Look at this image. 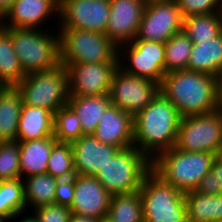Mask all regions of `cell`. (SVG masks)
Masks as SVG:
<instances>
[{
	"instance_id": "5",
	"label": "cell",
	"mask_w": 222,
	"mask_h": 222,
	"mask_svg": "<svg viewBox=\"0 0 222 222\" xmlns=\"http://www.w3.org/2000/svg\"><path fill=\"white\" fill-rule=\"evenodd\" d=\"M143 222H188L185 193L163 181L152 170L139 189Z\"/></svg>"
},
{
	"instance_id": "35",
	"label": "cell",
	"mask_w": 222,
	"mask_h": 222,
	"mask_svg": "<svg viewBox=\"0 0 222 222\" xmlns=\"http://www.w3.org/2000/svg\"><path fill=\"white\" fill-rule=\"evenodd\" d=\"M183 18L189 16L220 13L222 5L219 0H177Z\"/></svg>"
},
{
	"instance_id": "39",
	"label": "cell",
	"mask_w": 222,
	"mask_h": 222,
	"mask_svg": "<svg viewBox=\"0 0 222 222\" xmlns=\"http://www.w3.org/2000/svg\"><path fill=\"white\" fill-rule=\"evenodd\" d=\"M211 171L216 175L217 188H222V158L217 156L214 159Z\"/></svg>"
},
{
	"instance_id": "38",
	"label": "cell",
	"mask_w": 222,
	"mask_h": 222,
	"mask_svg": "<svg viewBox=\"0 0 222 222\" xmlns=\"http://www.w3.org/2000/svg\"><path fill=\"white\" fill-rule=\"evenodd\" d=\"M196 192L204 195H219L222 194V188H217L216 175L209 171L201 180Z\"/></svg>"
},
{
	"instance_id": "23",
	"label": "cell",
	"mask_w": 222,
	"mask_h": 222,
	"mask_svg": "<svg viewBox=\"0 0 222 222\" xmlns=\"http://www.w3.org/2000/svg\"><path fill=\"white\" fill-rule=\"evenodd\" d=\"M111 104L108 94L93 96H69L67 105L81 122L83 135H92L107 107Z\"/></svg>"
},
{
	"instance_id": "37",
	"label": "cell",
	"mask_w": 222,
	"mask_h": 222,
	"mask_svg": "<svg viewBox=\"0 0 222 222\" xmlns=\"http://www.w3.org/2000/svg\"><path fill=\"white\" fill-rule=\"evenodd\" d=\"M74 198V177L59 179L55 189V204L70 207Z\"/></svg>"
},
{
	"instance_id": "11",
	"label": "cell",
	"mask_w": 222,
	"mask_h": 222,
	"mask_svg": "<svg viewBox=\"0 0 222 222\" xmlns=\"http://www.w3.org/2000/svg\"><path fill=\"white\" fill-rule=\"evenodd\" d=\"M159 92L160 84L130 75L118 67L113 75L108 95L112 104L134 118Z\"/></svg>"
},
{
	"instance_id": "33",
	"label": "cell",
	"mask_w": 222,
	"mask_h": 222,
	"mask_svg": "<svg viewBox=\"0 0 222 222\" xmlns=\"http://www.w3.org/2000/svg\"><path fill=\"white\" fill-rule=\"evenodd\" d=\"M82 135L80 119L68 105L54 113V138L58 142H72Z\"/></svg>"
},
{
	"instance_id": "18",
	"label": "cell",
	"mask_w": 222,
	"mask_h": 222,
	"mask_svg": "<svg viewBox=\"0 0 222 222\" xmlns=\"http://www.w3.org/2000/svg\"><path fill=\"white\" fill-rule=\"evenodd\" d=\"M133 117L110 104L92 134L101 143L122 149L134 146Z\"/></svg>"
},
{
	"instance_id": "26",
	"label": "cell",
	"mask_w": 222,
	"mask_h": 222,
	"mask_svg": "<svg viewBox=\"0 0 222 222\" xmlns=\"http://www.w3.org/2000/svg\"><path fill=\"white\" fill-rule=\"evenodd\" d=\"M25 76L13 49L11 28L0 26V83L4 87H15Z\"/></svg>"
},
{
	"instance_id": "6",
	"label": "cell",
	"mask_w": 222,
	"mask_h": 222,
	"mask_svg": "<svg viewBox=\"0 0 222 222\" xmlns=\"http://www.w3.org/2000/svg\"><path fill=\"white\" fill-rule=\"evenodd\" d=\"M151 168L152 161L132 146L120 150L95 177L112 196L127 194L140 189Z\"/></svg>"
},
{
	"instance_id": "46",
	"label": "cell",
	"mask_w": 222,
	"mask_h": 222,
	"mask_svg": "<svg viewBox=\"0 0 222 222\" xmlns=\"http://www.w3.org/2000/svg\"><path fill=\"white\" fill-rule=\"evenodd\" d=\"M100 222H110L108 219L104 218L102 220H100Z\"/></svg>"
},
{
	"instance_id": "15",
	"label": "cell",
	"mask_w": 222,
	"mask_h": 222,
	"mask_svg": "<svg viewBox=\"0 0 222 222\" xmlns=\"http://www.w3.org/2000/svg\"><path fill=\"white\" fill-rule=\"evenodd\" d=\"M50 17L59 18V0H15L0 18V26L44 30Z\"/></svg>"
},
{
	"instance_id": "21",
	"label": "cell",
	"mask_w": 222,
	"mask_h": 222,
	"mask_svg": "<svg viewBox=\"0 0 222 222\" xmlns=\"http://www.w3.org/2000/svg\"><path fill=\"white\" fill-rule=\"evenodd\" d=\"M17 142L20 150V178L46 173L48 159L57 140L54 137H45Z\"/></svg>"
},
{
	"instance_id": "20",
	"label": "cell",
	"mask_w": 222,
	"mask_h": 222,
	"mask_svg": "<svg viewBox=\"0 0 222 222\" xmlns=\"http://www.w3.org/2000/svg\"><path fill=\"white\" fill-rule=\"evenodd\" d=\"M54 137V113L38 106L22 104L16 141Z\"/></svg>"
},
{
	"instance_id": "28",
	"label": "cell",
	"mask_w": 222,
	"mask_h": 222,
	"mask_svg": "<svg viewBox=\"0 0 222 222\" xmlns=\"http://www.w3.org/2000/svg\"><path fill=\"white\" fill-rule=\"evenodd\" d=\"M182 31L193 43L210 40L222 32V16L211 13L183 18Z\"/></svg>"
},
{
	"instance_id": "12",
	"label": "cell",
	"mask_w": 222,
	"mask_h": 222,
	"mask_svg": "<svg viewBox=\"0 0 222 222\" xmlns=\"http://www.w3.org/2000/svg\"><path fill=\"white\" fill-rule=\"evenodd\" d=\"M110 0H59L57 29L106 32ZM59 23V24H58Z\"/></svg>"
},
{
	"instance_id": "47",
	"label": "cell",
	"mask_w": 222,
	"mask_h": 222,
	"mask_svg": "<svg viewBox=\"0 0 222 222\" xmlns=\"http://www.w3.org/2000/svg\"><path fill=\"white\" fill-rule=\"evenodd\" d=\"M220 158H222V147H221V150H220V153L218 155Z\"/></svg>"
},
{
	"instance_id": "8",
	"label": "cell",
	"mask_w": 222,
	"mask_h": 222,
	"mask_svg": "<svg viewBox=\"0 0 222 222\" xmlns=\"http://www.w3.org/2000/svg\"><path fill=\"white\" fill-rule=\"evenodd\" d=\"M16 89L22 96V103L48 109L55 113L68 103V82L65 66L26 74Z\"/></svg>"
},
{
	"instance_id": "13",
	"label": "cell",
	"mask_w": 222,
	"mask_h": 222,
	"mask_svg": "<svg viewBox=\"0 0 222 222\" xmlns=\"http://www.w3.org/2000/svg\"><path fill=\"white\" fill-rule=\"evenodd\" d=\"M183 17L176 2H147L134 39L165 43L182 31Z\"/></svg>"
},
{
	"instance_id": "31",
	"label": "cell",
	"mask_w": 222,
	"mask_h": 222,
	"mask_svg": "<svg viewBox=\"0 0 222 222\" xmlns=\"http://www.w3.org/2000/svg\"><path fill=\"white\" fill-rule=\"evenodd\" d=\"M165 73L187 69L193 42L183 32L171 36L165 43Z\"/></svg>"
},
{
	"instance_id": "3",
	"label": "cell",
	"mask_w": 222,
	"mask_h": 222,
	"mask_svg": "<svg viewBox=\"0 0 222 222\" xmlns=\"http://www.w3.org/2000/svg\"><path fill=\"white\" fill-rule=\"evenodd\" d=\"M216 157L211 152H186L173 147L152 160L151 170L166 183L186 193L197 188L200 180L211 171Z\"/></svg>"
},
{
	"instance_id": "10",
	"label": "cell",
	"mask_w": 222,
	"mask_h": 222,
	"mask_svg": "<svg viewBox=\"0 0 222 222\" xmlns=\"http://www.w3.org/2000/svg\"><path fill=\"white\" fill-rule=\"evenodd\" d=\"M119 68L161 84L165 73L164 43L134 39L118 47Z\"/></svg>"
},
{
	"instance_id": "24",
	"label": "cell",
	"mask_w": 222,
	"mask_h": 222,
	"mask_svg": "<svg viewBox=\"0 0 222 222\" xmlns=\"http://www.w3.org/2000/svg\"><path fill=\"white\" fill-rule=\"evenodd\" d=\"M22 104L16 87L0 88V142L16 141Z\"/></svg>"
},
{
	"instance_id": "14",
	"label": "cell",
	"mask_w": 222,
	"mask_h": 222,
	"mask_svg": "<svg viewBox=\"0 0 222 222\" xmlns=\"http://www.w3.org/2000/svg\"><path fill=\"white\" fill-rule=\"evenodd\" d=\"M67 71L69 96L109 94L119 63L62 64Z\"/></svg>"
},
{
	"instance_id": "16",
	"label": "cell",
	"mask_w": 222,
	"mask_h": 222,
	"mask_svg": "<svg viewBox=\"0 0 222 222\" xmlns=\"http://www.w3.org/2000/svg\"><path fill=\"white\" fill-rule=\"evenodd\" d=\"M146 3L145 0H110L105 34L117 47L136 37Z\"/></svg>"
},
{
	"instance_id": "42",
	"label": "cell",
	"mask_w": 222,
	"mask_h": 222,
	"mask_svg": "<svg viewBox=\"0 0 222 222\" xmlns=\"http://www.w3.org/2000/svg\"><path fill=\"white\" fill-rule=\"evenodd\" d=\"M218 110L222 112V74L218 77Z\"/></svg>"
},
{
	"instance_id": "30",
	"label": "cell",
	"mask_w": 222,
	"mask_h": 222,
	"mask_svg": "<svg viewBox=\"0 0 222 222\" xmlns=\"http://www.w3.org/2000/svg\"><path fill=\"white\" fill-rule=\"evenodd\" d=\"M27 213L23 179L0 181V214L11 219Z\"/></svg>"
},
{
	"instance_id": "1",
	"label": "cell",
	"mask_w": 222,
	"mask_h": 222,
	"mask_svg": "<svg viewBox=\"0 0 222 222\" xmlns=\"http://www.w3.org/2000/svg\"><path fill=\"white\" fill-rule=\"evenodd\" d=\"M181 116L161 92L133 118L134 146L151 161L175 146Z\"/></svg>"
},
{
	"instance_id": "45",
	"label": "cell",
	"mask_w": 222,
	"mask_h": 222,
	"mask_svg": "<svg viewBox=\"0 0 222 222\" xmlns=\"http://www.w3.org/2000/svg\"><path fill=\"white\" fill-rule=\"evenodd\" d=\"M7 220L9 221L8 218L0 214V222H7Z\"/></svg>"
},
{
	"instance_id": "2",
	"label": "cell",
	"mask_w": 222,
	"mask_h": 222,
	"mask_svg": "<svg viewBox=\"0 0 222 222\" xmlns=\"http://www.w3.org/2000/svg\"><path fill=\"white\" fill-rule=\"evenodd\" d=\"M160 92L177 108L181 117L218 110V78L187 69L167 73Z\"/></svg>"
},
{
	"instance_id": "32",
	"label": "cell",
	"mask_w": 222,
	"mask_h": 222,
	"mask_svg": "<svg viewBox=\"0 0 222 222\" xmlns=\"http://www.w3.org/2000/svg\"><path fill=\"white\" fill-rule=\"evenodd\" d=\"M57 179H68L76 175L71 142H56L47 164V172Z\"/></svg>"
},
{
	"instance_id": "19",
	"label": "cell",
	"mask_w": 222,
	"mask_h": 222,
	"mask_svg": "<svg viewBox=\"0 0 222 222\" xmlns=\"http://www.w3.org/2000/svg\"><path fill=\"white\" fill-rule=\"evenodd\" d=\"M76 175L95 176L121 149L101 143L93 135H82L71 142Z\"/></svg>"
},
{
	"instance_id": "34",
	"label": "cell",
	"mask_w": 222,
	"mask_h": 222,
	"mask_svg": "<svg viewBox=\"0 0 222 222\" xmlns=\"http://www.w3.org/2000/svg\"><path fill=\"white\" fill-rule=\"evenodd\" d=\"M19 142H0V181L20 178Z\"/></svg>"
},
{
	"instance_id": "7",
	"label": "cell",
	"mask_w": 222,
	"mask_h": 222,
	"mask_svg": "<svg viewBox=\"0 0 222 222\" xmlns=\"http://www.w3.org/2000/svg\"><path fill=\"white\" fill-rule=\"evenodd\" d=\"M60 63H119L118 47L106 34L80 29H58Z\"/></svg>"
},
{
	"instance_id": "25",
	"label": "cell",
	"mask_w": 222,
	"mask_h": 222,
	"mask_svg": "<svg viewBox=\"0 0 222 222\" xmlns=\"http://www.w3.org/2000/svg\"><path fill=\"white\" fill-rule=\"evenodd\" d=\"M188 222H222V194L204 195L195 190L186 192Z\"/></svg>"
},
{
	"instance_id": "17",
	"label": "cell",
	"mask_w": 222,
	"mask_h": 222,
	"mask_svg": "<svg viewBox=\"0 0 222 222\" xmlns=\"http://www.w3.org/2000/svg\"><path fill=\"white\" fill-rule=\"evenodd\" d=\"M112 195L95 176H74V198L69 209L81 216L106 218Z\"/></svg>"
},
{
	"instance_id": "4",
	"label": "cell",
	"mask_w": 222,
	"mask_h": 222,
	"mask_svg": "<svg viewBox=\"0 0 222 222\" xmlns=\"http://www.w3.org/2000/svg\"><path fill=\"white\" fill-rule=\"evenodd\" d=\"M52 29L11 28L13 49L25 74L49 71L61 64L58 29Z\"/></svg>"
},
{
	"instance_id": "44",
	"label": "cell",
	"mask_w": 222,
	"mask_h": 222,
	"mask_svg": "<svg viewBox=\"0 0 222 222\" xmlns=\"http://www.w3.org/2000/svg\"><path fill=\"white\" fill-rule=\"evenodd\" d=\"M146 2H176L177 0H145Z\"/></svg>"
},
{
	"instance_id": "43",
	"label": "cell",
	"mask_w": 222,
	"mask_h": 222,
	"mask_svg": "<svg viewBox=\"0 0 222 222\" xmlns=\"http://www.w3.org/2000/svg\"><path fill=\"white\" fill-rule=\"evenodd\" d=\"M18 222H38V220H37V218L35 217V215L32 212L31 216L26 215V217H23Z\"/></svg>"
},
{
	"instance_id": "29",
	"label": "cell",
	"mask_w": 222,
	"mask_h": 222,
	"mask_svg": "<svg viewBox=\"0 0 222 222\" xmlns=\"http://www.w3.org/2000/svg\"><path fill=\"white\" fill-rule=\"evenodd\" d=\"M106 219L110 222H143L139 190L113 195Z\"/></svg>"
},
{
	"instance_id": "36",
	"label": "cell",
	"mask_w": 222,
	"mask_h": 222,
	"mask_svg": "<svg viewBox=\"0 0 222 222\" xmlns=\"http://www.w3.org/2000/svg\"><path fill=\"white\" fill-rule=\"evenodd\" d=\"M32 212L38 222H69L71 210L60 204H49L35 208Z\"/></svg>"
},
{
	"instance_id": "41",
	"label": "cell",
	"mask_w": 222,
	"mask_h": 222,
	"mask_svg": "<svg viewBox=\"0 0 222 222\" xmlns=\"http://www.w3.org/2000/svg\"><path fill=\"white\" fill-rule=\"evenodd\" d=\"M15 0H0V18L9 9Z\"/></svg>"
},
{
	"instance_id": "27",
	"label": "cell",
	"mask_w": 222,
	"mask_h": 222,
	"mask_svg": "<svg viewBox=\"0 0 222 222\" xmlns=\"http://www.w3.org/2000/svg\"><path fill=\"white\" fill-rule=\"evenodd\" d=\"M58 180L48 173L23 178L27 209H29L28 207L35 209L43 205L55 204V189Z\"/></svg>"
},
{
	"instance_id": "40",
	"label": "cell",
	"mask_w": 222,
	"mask_h": 222,
	"mask_svg": "<svg viewBox=\"0 0 222 222\" xmlns=\"http://www.w3.org/2000/svg\"><path fill=\"white\" fill-rule=\"evenodd\" d=\"M69 222H100V220L95 217L81 216L72 213Z\"/></svg>"
},
{
	"instance_id": "9",
	"label": "cell",
	"mask_w": 222,
	"mask_h": 222,
	"mask_svg": "<svg viewBox=\"0 0 222 222\" xmlns=\"http://www.w3.org/2000/svg\"><path fill=\"white\" fill-rule=\"evenodd\" d=\"M176 149L186 152H211L217 156L222 147V112L181 117Z\"/></svg>"
},
{
	"instance_id": "22",
	"label": "cell",
	"mask_w": 222,
	"mask_h": 222,
	"mask_svg": "<svg viewBox=\"0 0 222 222\" xmlns=\"http://www.w3.org/2000/svg\"><path fill=\"white\" fill-rule=\"evenodd\" d=\"M187 70L217 78L222 74V32L210 40L193 43Z\"/></svg>"
}]
</instances>
